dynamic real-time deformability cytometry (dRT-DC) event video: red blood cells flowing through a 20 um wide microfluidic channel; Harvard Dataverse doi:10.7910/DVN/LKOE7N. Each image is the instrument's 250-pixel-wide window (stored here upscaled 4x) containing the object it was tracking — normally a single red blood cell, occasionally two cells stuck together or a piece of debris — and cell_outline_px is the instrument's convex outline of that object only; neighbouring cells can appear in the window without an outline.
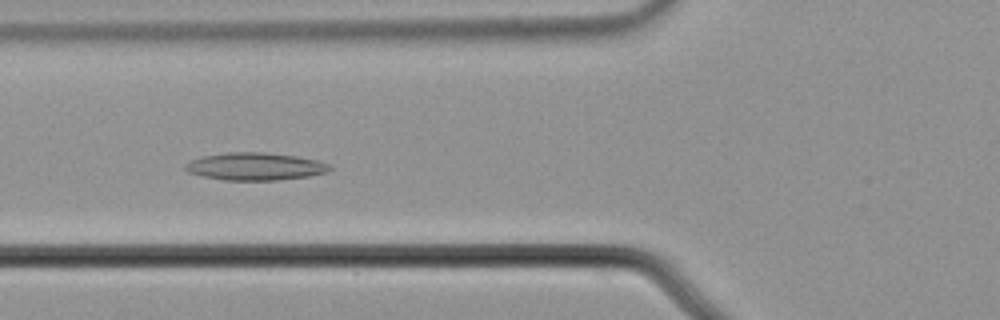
{"species": "common noctule bat (a hibernating species)", "species_latin": "Nyctalus noctula", "temperature_condition": "cold", "stored_images_in_passage": 44, "camera_frame_rate_fps": 3000, "um_per_image_px": 0.085, "animal": {"sex": "male", "body_mass_g": 21.5, "forearm_length_mm": 52.0}, "frame": {"image": 1, "passage_image": 9, "time_ms": 2.667, "image_size_px": [1000, 320], "cell_outline_px": [[332, 168], [328, 172], [308, 176], [276, 180], [224, 180], [204, 176], [188, 172], [184, 168], [184, 164], [192, 160], [204, 156], [228, 152], [264, 152], [296, 156], [320, 160], [332, 164]], "centroid_in_image_um": [21.74, 14.14], "position_along_channel_um": 104.1, "area_um2": 23.24}}
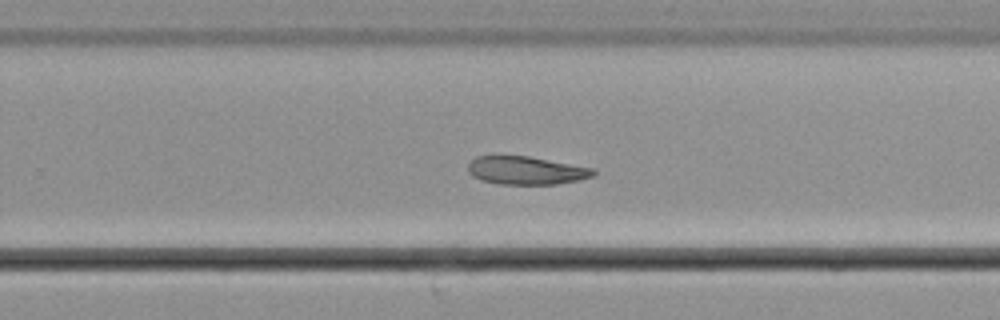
{"frame": {"image": 2, "passage_image": 24, "time_ms": 7.667, "image_size_px": [1000, 320], "cell_outline_px": [[596, 176], [556, 184], [500, 184], [484, 180], [472, 176], [468, 172], [468, 164], [476, 156], [528, 156], [592, 168], [596, 172]], "centroid_in_image_um": [44.72, 14.49], "position_along_channel_um": 285.1, "area_um2": 20.29}}
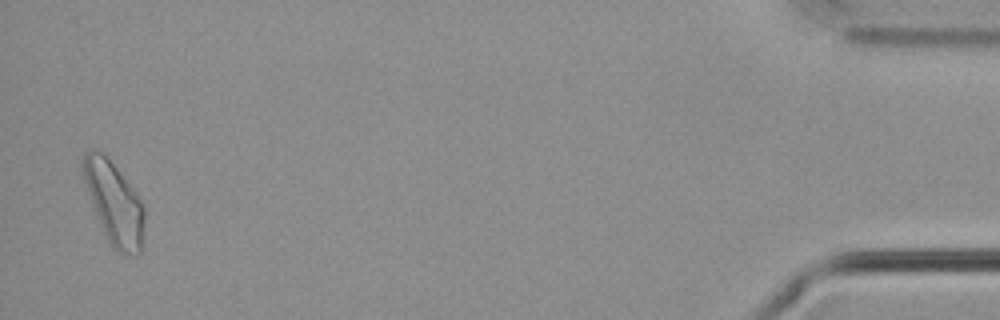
{"frame": {"image": 3, "passage_image": 43, "time_ms": 14.0, "image_size_px": [1000, 320], "cell_outline_px": [[144, 220], [140, 252], [136, 256], [116, 252], [108, 244], [92, 208], [84, 180], [80, 164], [84, 156], [92, 148], [100, 152], [116, 168], [136, 192], [144, 208]], "centroid_in_image_um": [9.67, 17.32], "position_along_channel_um": 425.5, "area_um2": 29.36}}